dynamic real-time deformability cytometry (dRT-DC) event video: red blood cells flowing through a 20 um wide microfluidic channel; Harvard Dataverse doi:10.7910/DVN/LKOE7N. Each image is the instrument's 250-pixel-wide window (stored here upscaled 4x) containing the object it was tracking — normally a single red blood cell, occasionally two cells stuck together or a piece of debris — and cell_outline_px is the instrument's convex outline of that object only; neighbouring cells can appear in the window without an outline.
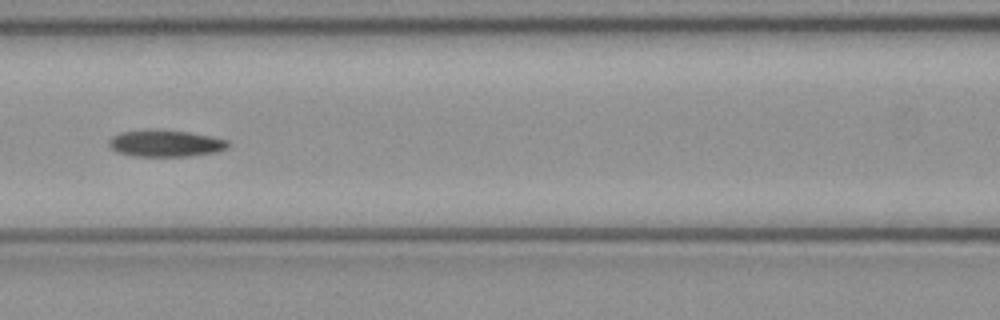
{"species": "common noctule bat (a hibernating species)", "species_latin": "Nyctalus noctula", "temperature_condition": "cold", "stored_images_in_passage": 7, "camera_frame_rate_fps": 3000, "um_per_image_px": 0.085, "animal": {"sex": "female", "body_mass_g": 21.9}, "frame": {"image": 1, "passage_image": 7, "time_ms": 2.0, "image_size_px": [1000, 320], "cell_outline_px": [[228, 148], [216, 152], [188, 156], [132, 156], [116, 152], [108, 144], [108, 140], [112, 136], [120, 132], [148, 128], [188, 132], [228, 140]], "centroid_in_image_um": [14.01, 12.17], "position_along_channel_um": 152.6, "area_um2": 18.73}}